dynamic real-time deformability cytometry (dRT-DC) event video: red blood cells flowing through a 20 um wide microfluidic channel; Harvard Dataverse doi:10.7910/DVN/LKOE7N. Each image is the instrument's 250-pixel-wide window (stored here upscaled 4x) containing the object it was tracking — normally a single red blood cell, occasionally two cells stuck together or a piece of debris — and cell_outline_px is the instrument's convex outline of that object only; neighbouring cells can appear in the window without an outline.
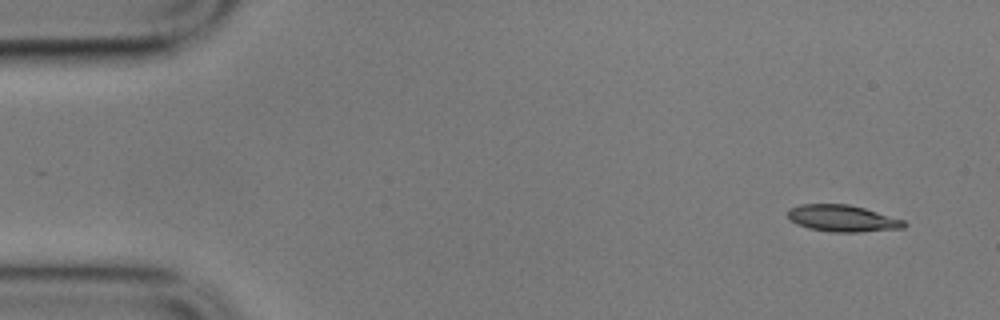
{"species": "common noctule bat (a hibernating species)", "species_latin": "Nyctalus noctula", "temperature_condition": "cold", "stored_images_in_passage": 5, "camera_frame_rate_fps": 3000, "um_per_image_px": 0.085, "animal": {"sex": "male", "body_mass_g": 17.9}, "frame": {"image": 1, "passage_image": 1, "time_ms": 0.0, "image_size_px": [1000, 320], "cell_outline_px": [[908, 224], [904, 228], [860, 232], [832, 232], [808, 228], [796, 224], [788, 216], [788, 208], [800, 204], [848, 204], [864, 208], [904, 220]], "centroid_in_image_um": [71.61, 18.56], "position_along_channel_um": 13.4, "area_um2": 18.09}}
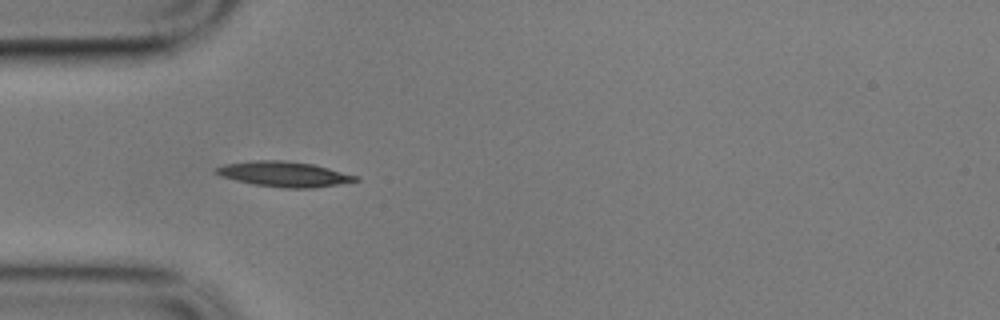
{"frame": {"image": 2, "passage_image": 4, "time_ms": 1.0, "image_size_px": [1000, 320], "cell_outline_px": [[360, 180], [312, 188], [284, 188], [256, 184], [236, 180], [220, 176], [212, 172], [212, 168], [224, 164], [252, 160], [284, 160], [312, 164], [360, 176]], "centroid_in_image_um": [24.1, 14.79], "position_along_channel_um": 60.9, "area_um2": 20.52}}